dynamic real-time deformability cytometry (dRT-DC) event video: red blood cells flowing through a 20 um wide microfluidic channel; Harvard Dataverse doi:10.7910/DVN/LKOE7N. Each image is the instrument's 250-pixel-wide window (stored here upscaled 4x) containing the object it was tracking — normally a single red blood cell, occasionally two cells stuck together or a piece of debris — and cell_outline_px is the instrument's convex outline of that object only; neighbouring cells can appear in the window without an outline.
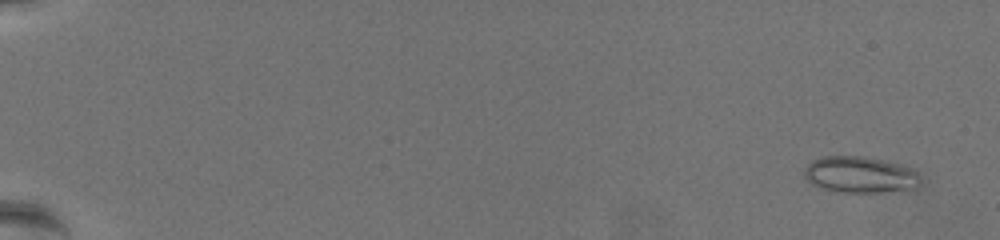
{"species": "common noctule bat (a hibernating species)", "species_latin": "Nyctalus noctula", "temperature_condition": "warm", "stored_images_in_passage": 65, "camera_frame_rate_fps": 3000, "um_per_image_px": 0.085, "animal": {"sex": "female", "body_mass_g": 19.5, "forearm_length_mm": 54.1}, "frame": {"image": 1, "passage_image": 4, "time_ms": 1.0, "image_size_px": [1000, 240], "cell_outline_px": [[920, 184], [916, 188], [880, 192], [836, 192], [812, 184], [804, 176], [804, 168], [812, 160], [820, 156], [864, 156], [900, 164], [916, 172], [920, 180]], "centroid_in_image_um": [73.07, 14.84], "position_along_channel_um": 11.9, "area_um2": 24.51}}
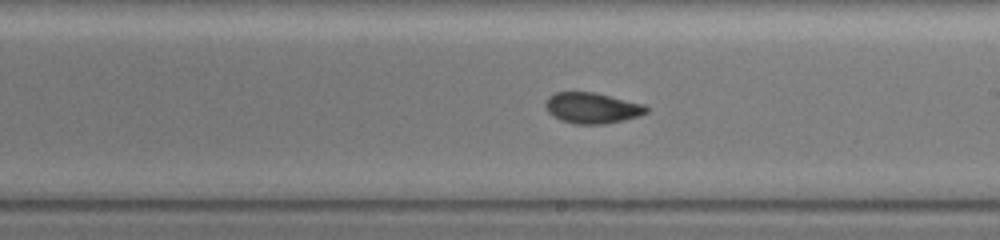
{"frame": {"image": 2, "passage_image": 41, "time_ms": 13.333, "image_size_px": [1000, 240], "cell_outline_px": [[648, 112], [624, 120], [604, 124], [576, 124], [560, 120], [552, 116], [548, 112], [544, 104], [548, 96], [556, 92], [592, 92], [644, 104], [648, 108]], "centroid_in_image_um": [50.29, 9.18], "position_along_channel_um": 238.7, "area_um2": 18.03}}
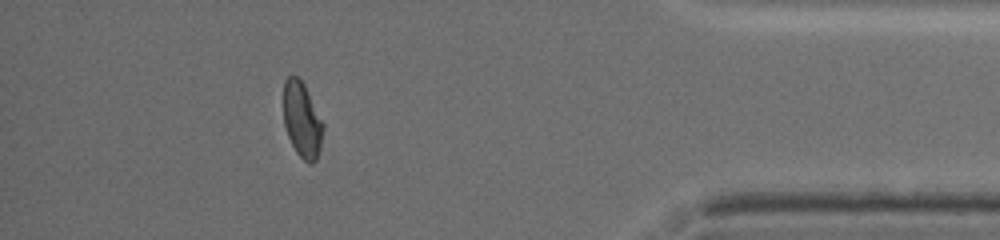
{"frame": {"image": 3, "passage_image": 59, "time_ms": 19.333, "image_size_px": [1000, 240], "cell_outline_px": [[324, 128], [316, 160], [312, 164], [308, 164], [296, 152], [288, 136], [284, 124], [284, 80], [288, 76], [296, 76], [304, 84], [324, 124]], "centroid_in_image_um": [25.67, 10.19], "position_along_channel_um": 409.5, "area_um2": 17.22}, "authors_computed_cell_mechanics": {"area_um2": 18.6116, "velocity_mm_per_s": 3.4492, "shape_relaxation_time_tau1_ms": 9.4106, "shape_relaxation_time_tau2_ms": 1.6992, "deformation_change_tau1": 0.1627, "deformation_change_tau2": 0.0643}}